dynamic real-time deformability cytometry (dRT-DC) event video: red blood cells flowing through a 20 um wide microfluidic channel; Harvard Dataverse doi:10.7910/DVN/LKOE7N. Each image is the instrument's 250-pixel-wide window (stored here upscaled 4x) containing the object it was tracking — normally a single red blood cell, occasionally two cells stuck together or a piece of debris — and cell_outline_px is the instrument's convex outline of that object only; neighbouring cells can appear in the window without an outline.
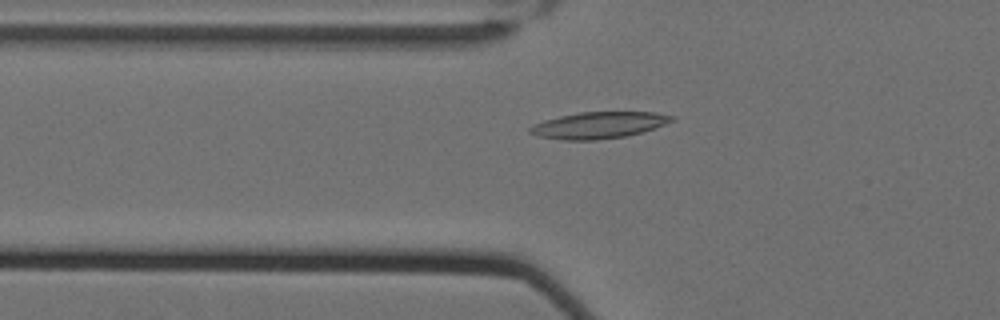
{"species": "Egyptian fruit bat (a non-hibernating species)", "species_latin": "Rousettus aegyptiacus", "temperature_condition": "cold", "stored_images_in_passage": 56, "camera_frame_rate_fps": 3000, "um_per_image_px": 0.085, "animal": {"sex": "female"}, "frame": {"image": 1, "passage_image": 19, "time_ms": 6.0, "image_size_px": [1000, 320], "cell_outline_px": [[676, 120], [640, 132], [624, 136], [596, 140], [564, 140], [540, 136], [528, 132], [528, 128], [532, 124], [544, 120], [560, 116], [580, 112], [656, 112], [676, 116]], "centroid_in_image_um": [50.88, 10.63], "position_along_channel_um": 74.9, "area_um2": 21.79}}
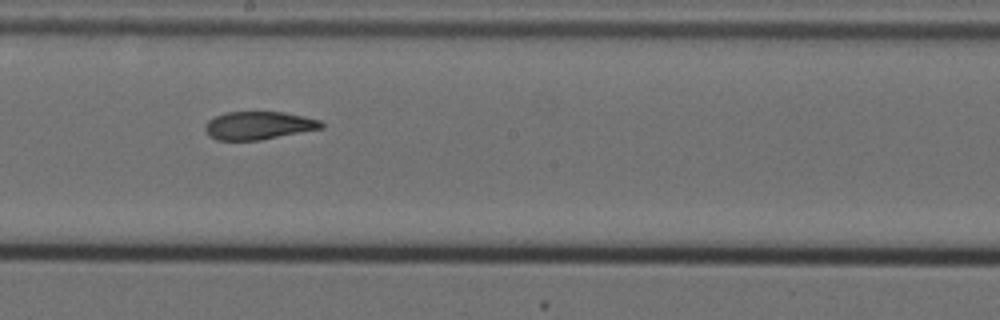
{"frame": {"image": 2, "passage_image": 32, "time_ms": 10.333, "image_size_px": [1000, 320], "cell_outline_px": [[324, 128], [260, 140], [216, 140], [208, 136], [204, 128], [204, 124], [208, 120], [224, 112], [284, 112], [304, 116], [320, 120], [324, 124]], "centroid_in_image_um": [21.96, 10.67], "position_along_channel_um": 226.2, "area_um2": 19.13}}
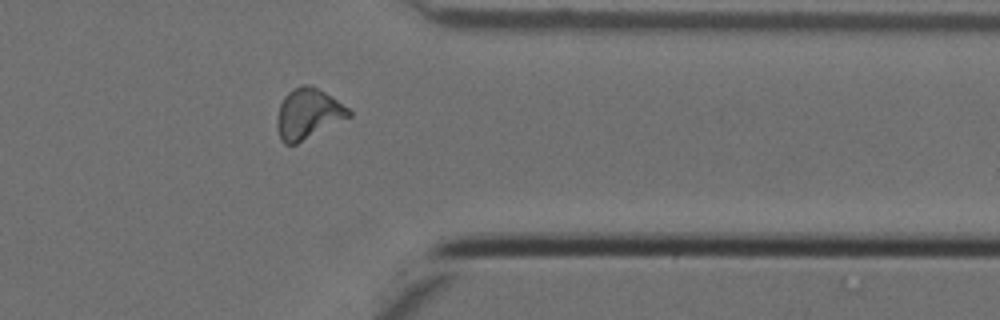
{"frame": {"image": 3, "passage_image": 46, "time_ms": 15.0, "image_size_px": [1000, 320], "cell_outline_px": [[352, 116], [296, 144], [284, 144], [280, 140], [276, 128], [276, 116], [280, 104], [284, 96], [292, 88], [300, 84], [312, 84], [332, 96], [348, 108], [352, 112]], "centroid_in_image_um": [26.16, 9.65], "position_along_channel_um": 385.2, "area_um2": 21.44}, "authors_computed_cell_mechanics": {"area_um2": 20.4034, "velocity_mm_per_s": 3.4881, "shape_relaxation_time_tau1_ms": 6.057, "shape_relaxation_time_tau2_ms": 3.6528, "deformation_change_tau1": 0.1888, "deformation_change_tau2": 0.0901}}